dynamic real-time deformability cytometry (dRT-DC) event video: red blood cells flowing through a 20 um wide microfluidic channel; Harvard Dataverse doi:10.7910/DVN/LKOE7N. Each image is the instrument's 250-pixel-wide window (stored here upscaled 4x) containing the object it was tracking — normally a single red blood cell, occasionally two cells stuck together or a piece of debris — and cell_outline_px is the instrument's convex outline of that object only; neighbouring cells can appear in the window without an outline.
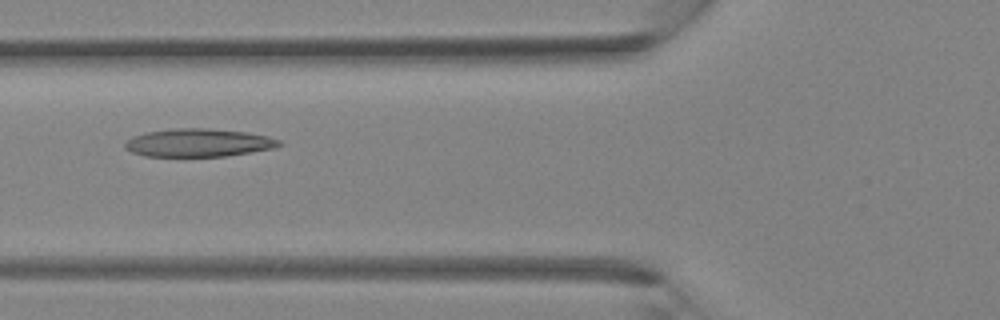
{"species": "Egyptian fruit bat (a non-hibernating species)", "species_latin": "Rousettus aegyptiacus", "temperature_condition": "room temperature", "stored_images_in_passage": 37, "camera_frame_rate_fps": 3000, "um_per_image_px": 0.085, "animal": {"sex": "female"}, "frame": {"image": 1, "passage_image": 14, "time_ms": 4.333, "image_size_px": [1000, 320], "cell_outline_px": [[284, 144], [272, 148], [224, 156], [144, 156], [132, 152], [124, 148], [124, 144], [132, 136], [148, 132], [172, 128], [208, 128], [244, 132], [268, 136], [280, 140]], "centroid_in_image_um": [16.84, 12.13], "position_along_channel_um": 109.0, "area_um2": 25.03}}
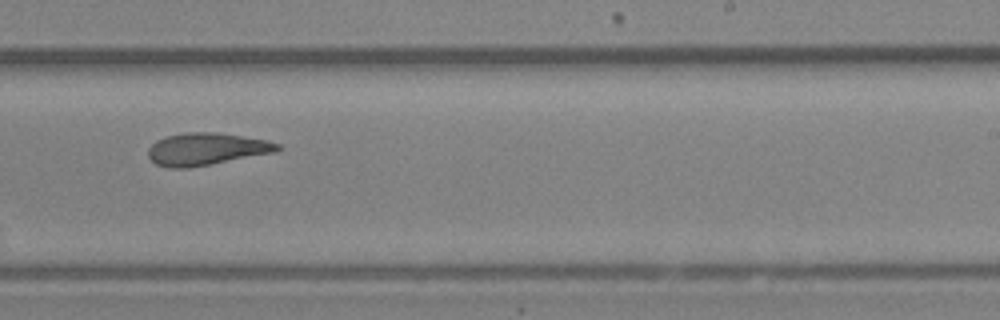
{"frame": {"image": 2, "passage_image": 23, "time_ms": 7.333, "image_size_px": [1000, 320], "cell_outline_px": [[280, 148], [276, 152], [188, 168], [168, 168], [156, 164], [148, 156], [148, 148], [156, 140], [168, 136], [188, 132], [216, 132], [268, 140], [280, 144]], "centroid_in_image_um": [17.54, 12.67], "position_along_channel_um": 271.5, "area_um2": 24.22}}
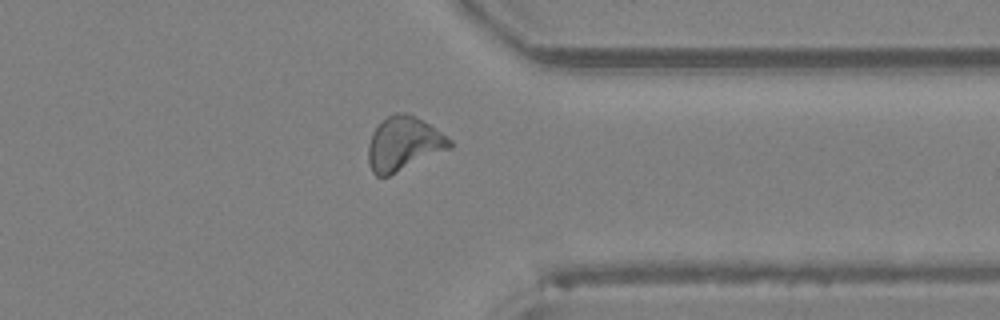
{"frame": {"image": 3, "passage_image": 29, "time_ms": 9.333, "image_size_px": [1000, 320], "cell_outline_px": [[452, 148], [388, 176], [376, 176], [372, 172], [368, 164], [368, 144], [372, 132], [388, 116], [396, 112], [404, 112], [416, 116], [452, 140]], "centroid_in_image_um": [34.3, 12.23], "position_along_channel_um": 377.1, "area_um2": 25.49}}